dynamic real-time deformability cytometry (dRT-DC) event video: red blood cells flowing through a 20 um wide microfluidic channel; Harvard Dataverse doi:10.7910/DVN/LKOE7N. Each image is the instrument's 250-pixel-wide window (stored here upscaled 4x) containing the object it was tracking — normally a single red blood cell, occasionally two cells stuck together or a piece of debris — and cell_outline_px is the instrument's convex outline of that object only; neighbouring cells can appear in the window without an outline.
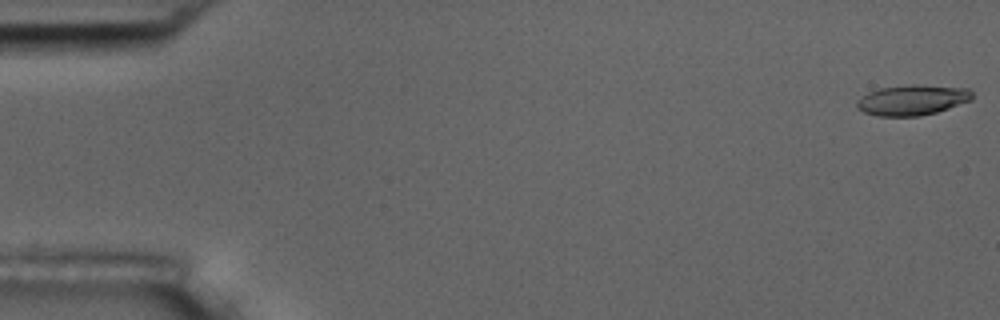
{"species": "common noctule bat (a hibernating species)", "species_latin": "Nyctalus noctula", "temperature_condition": "room temperature", "stored_images_in_passage": 54, "camera_frame_rate_fps": 3000, "um_per_image_px": 0.085, "animal": {"sex": "male", "body_mass_g": 17.5, "forearm_length_mm": 52.3}, "frame": {"image": 1, "passage_image": 1, "time_ms": 0.0, "image_size_px": [1000, 320], "cell_outline_px": [[972, 100], [936, 112], [920, 116], [876, 116], [864, 112], [856, 108], [856, 100], [868, 92], [880, 88], [912, 84], [916, 84], [968, 88], [972, 92]], "centroid_in_image_um": [77.52, 8.5], "position_along_channel_um": 7.5, "area_um2": 20.52}}
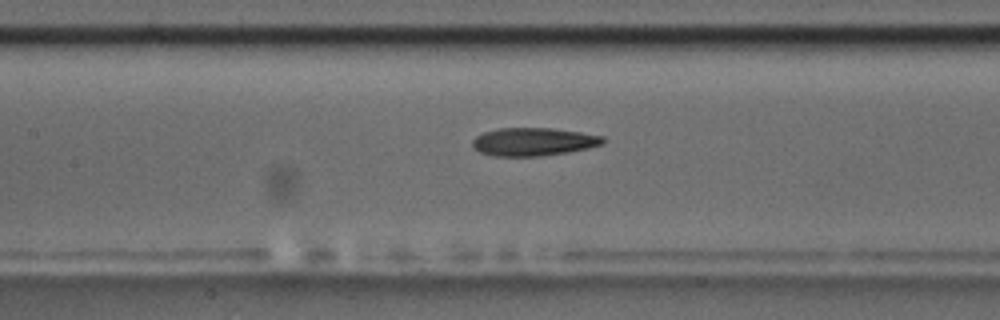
{"frame": {"image": 2, "passage_image": 25, "time_ms": 8.0, "image_size_px": [1000, 320], "cell_outline_px": [[604, 144], [588, 148], [568, 152], [540, 156], [492, 156], [480, 152], [472, 148], [472, 140], [476, 136], [484, 132], [496, 128], [552, 128], [580, 132], [604, 136]], "centroid_in_image_um": [45.32, 12.05], "position_along_channel_um": 162.1, "area_um2": 21.5}}
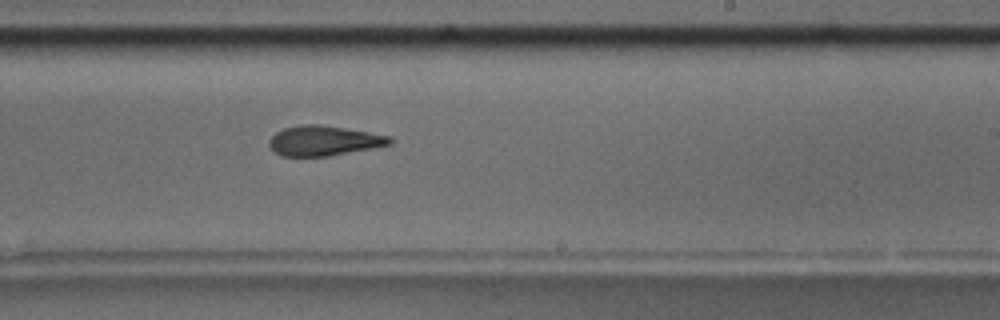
{"frame": {"image": 3, "passage_image": 33, "time_ms": 10.667, "image_size_px": [1000, 320], "cell_outline_px": [[392, 144], [372, 148], [328, 156], [280, 156], [268, 144], [268, 140], [276, 132], [284, 128], [300, 124], [320, 124], [392, 136]], "centroid_in_image_um": [27.52, 11.95], "position_along_channel_um": 261.5, "area_um2": 21.04}, "authors_computed_cell_mechanics": {"area_um2": 21.4727, "velocity_mm_per_s": 3.7459, "shape_relaxation_time_tau1_ms": 8.2659, "shape_relaxation_time_tau2_ms": 4.9928, "deformation_change_tau1": 0.2248, "deformation_change_tau2": 0.1653}}